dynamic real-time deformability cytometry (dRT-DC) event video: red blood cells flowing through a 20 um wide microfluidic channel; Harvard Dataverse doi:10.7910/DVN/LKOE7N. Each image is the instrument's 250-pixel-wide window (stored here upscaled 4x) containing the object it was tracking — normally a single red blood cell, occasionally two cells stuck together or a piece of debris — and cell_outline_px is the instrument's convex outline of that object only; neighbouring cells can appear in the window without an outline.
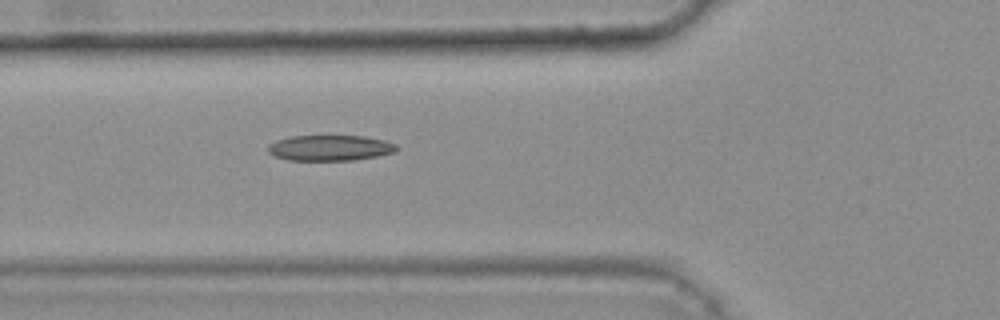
{"species": "common noctule bat (a hibernating species)", "species_latin": "Nyctalus noctula", "temperature_condition": "warm", "stored_images_in_passage": 35, "camera_frame_rate_fps": 3000, "um_per_image_px": 0.085, "animal": {"sex": "female", "body_mass_g": 25.1}, "frame": {"image": 1, "passage_image": 6, "time_ms": 1.667, "image_size_px": [1000, 320], "cell_outline_px": [[400, 148], [396, 152], [376, 156], [352, 160], [288, 160], [276, 156], [268, 152], [268, 144], [276, 140], [288, 136], [364, 136], [384, 140], [396, 144]], "centroid_in_image_um": [28.06, 12.56], "position_along_channel_um": 97.7, "area_um2": 19.25}, "authors_computed_cell_mechanics": {"area_um2": 18.785, "velocity_mm_per_s": 3.7261, "shape_relaxation_time_tau1_ms": null, "shape_relaxation_time_tau2_ms": 4.3747, "deformation_change_tau1": null, "deformation_change_tau2": 0.1133}}